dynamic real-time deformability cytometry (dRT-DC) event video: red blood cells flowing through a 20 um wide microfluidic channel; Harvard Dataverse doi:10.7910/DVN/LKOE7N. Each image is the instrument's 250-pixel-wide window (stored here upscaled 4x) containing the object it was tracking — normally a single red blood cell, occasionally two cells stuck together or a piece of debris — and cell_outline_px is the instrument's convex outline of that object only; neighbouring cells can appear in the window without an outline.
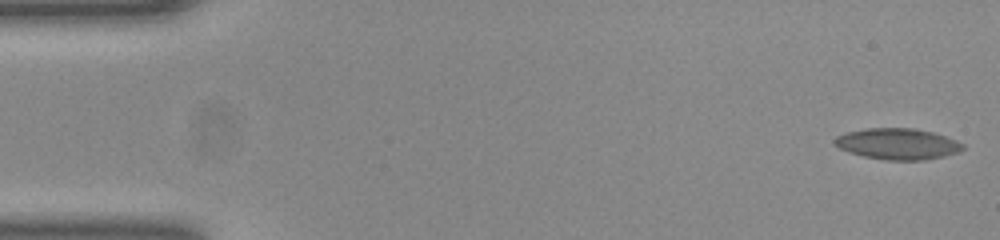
{"species": "common noctule bat (a hibernating species)", "species_latin": "Nyctalus noctula", "temperature_condition": "room temperature", "stored_images_in_passage": 52, "camera_frame_rate_fps": 3000, "um_per_image_px": 0.085, "animal": {"sex": "female", "body_mass_g": 23.0, "forearm_length_mm": 53.4}, "frame": {"image": 1, "passage_image": 1, "time_ms": 0.0, "image_size_px": [1000, 240], "cell_outline_px": [[964, 148], [960, 152], [944, 156], [924, 160], [884, 160], [864, 156], [848, 152], [832, 144], [832, 140], [836, 136], [848, 132], [864, 128], [912, 128], [932, 132], [956, 140], [964, 144]], "centroid_in_image_um": [76.28, 12.23], "position_along_channel_um": 8.7, "area_um2": 23.35}}
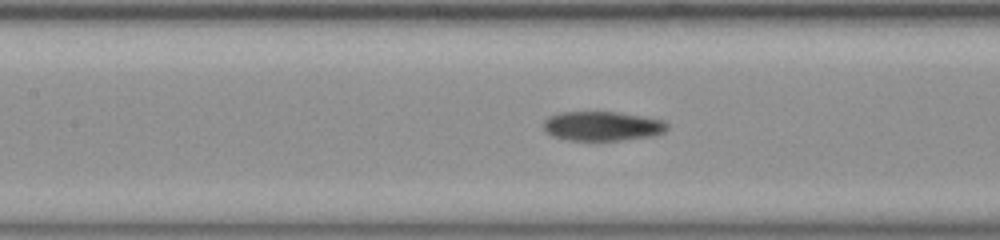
{"frame": {"image": 2, "passage_image": 23, "time_ms": 7.333, "image_size_px": [1000, 240], "cell_outline_px": [[668, 128], [664, 132], [652, 136], [620, 140], [572, 140], [552, 136], [544, 128], [544, 120], [548, 116], [560, 112], [620, 112], [664, 120], [668, 124]], "centroid_in_image_um": [51.22, 10.71], "position_along_channel_um": 156.2, "area_um2": 21.15}}
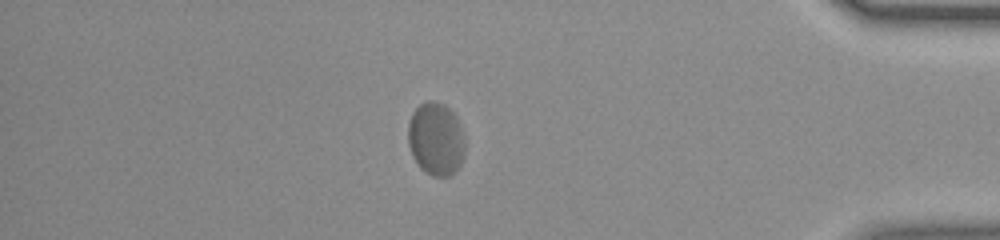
{"frame": {"image": 3, "passage_image": 45, "time_ms": 14.667, "image_size_px": [1000, 240], "cell_outline_px": [[464, 156], [460, 164], [448, 176], [432, 176], [420, 168], [412, 156], [408, 144], [408, 124], [412, 112], [420, 104], [428, 100], [432, 100], [444, 104], [456, 116], [460, 124], [464, 140]], "centroid_in_image_um": [37.03, 11.79], "position_along_channel_um": 398.2, "area_um2": 24.22}, "authors_computed_cell_mechanics": {"area_um2": 22.5131, "velocity_mm_per_s": 3.8427, "shape_relaxation_time_tau1_ms": null, "shape_relaxation_time_tau2_ms": 0.9822, "deformation_change_tau1": null, "deformation_change_tau2": 0.0442}}